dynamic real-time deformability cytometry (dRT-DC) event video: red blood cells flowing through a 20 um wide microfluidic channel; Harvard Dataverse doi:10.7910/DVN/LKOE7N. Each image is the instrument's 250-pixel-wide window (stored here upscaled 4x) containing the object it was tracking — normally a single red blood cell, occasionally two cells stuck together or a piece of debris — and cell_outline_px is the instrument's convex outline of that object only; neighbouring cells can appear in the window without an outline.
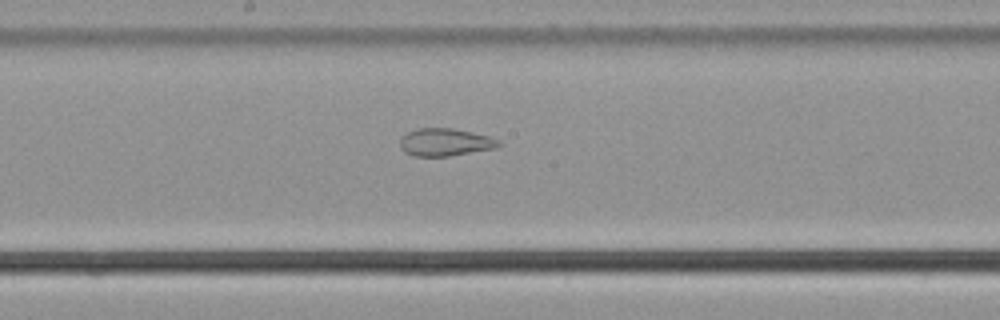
{"species": "common noctule bat (a hibernating species)", "species_latin": "Nyctalus noctula", "temperature_condition": "cold", "stored_images_in_passage": 56, "segment_of_instrument_passage": [2, 2], "camera_frame_rate_fps": 3000, "um_per_image_px": 0.085, "animal": {"sex": "male", "body_mass_g": 21.5, "forearm_length_mm": 52.0}, "frame": {"image": 1, "passage_image": 30, "time_ms": 9.667, "image_size_px": [1000, 320], "cell_outline_px": [[504, 144], [496, 148], [448, 156], [412, 156], [404, 152], [400, 148], [400, 136], [416, 128], [452, 128], [472, 132], [488, 136], [500, 140]], "centroid_in_image_um": [37.83, 12.08], "position_along_channel_um": 210.4, "area_um2": 16.07}}
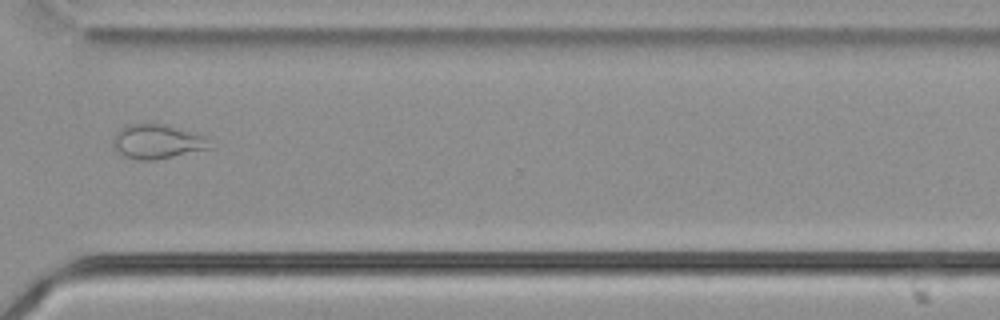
{"frame": {"image": 2, "passage_image": 42, "time_ms": 13.667, "image_size_px": [1000, 320], "cell_outline_px": [[212, 148], [156, 160], [140, 160], [124, 156], [112, 144], [112, 140], [116, 132], [124, 124], [160, 124], [208, 136]], "centroid_in_image_um": [13.37, 12.04], "position_along_channel_um": 357.2, "area_um2": 19.31}}
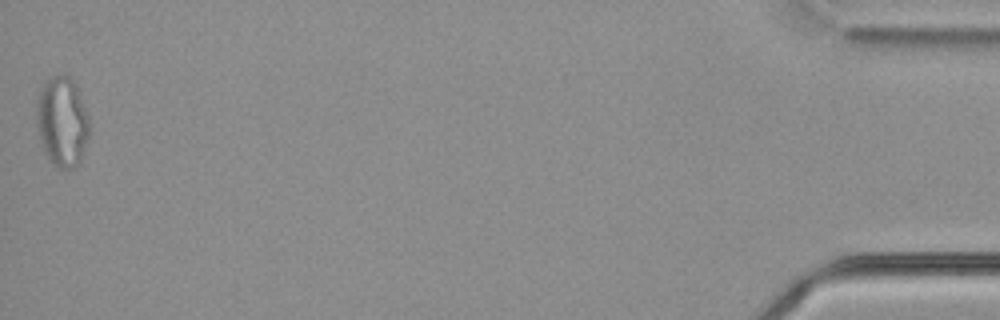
{"frame": {"image": 3, "passage_image": 56, "time_ms": 18.333, "image_size_px": [1000, 320], "cell_outline_px": [[88, 136], [80, 160], [72, 168], [60, 168], [48, 156], [40, 140], [36, 120], [36, 100], [40, 88], [44, 80], [48, 76], [72, 76], [76, 84], [88, 116]], "centroid_in_image_um": [5.26, 10.25], "position_along_channel_um": 429.9, "area_um2": 27.4}}